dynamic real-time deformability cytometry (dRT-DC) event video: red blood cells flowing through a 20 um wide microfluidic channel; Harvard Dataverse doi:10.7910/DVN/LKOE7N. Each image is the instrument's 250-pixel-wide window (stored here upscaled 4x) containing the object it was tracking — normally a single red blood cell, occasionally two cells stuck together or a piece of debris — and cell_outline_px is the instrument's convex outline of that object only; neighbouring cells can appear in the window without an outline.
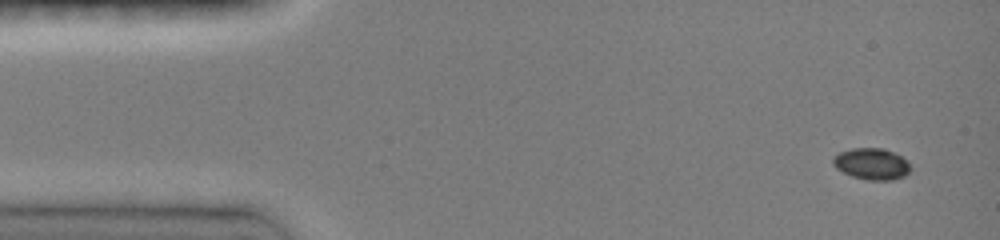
{"species": "common noctule bat (a hibernating species)", "species_latin": "Nyctalus noctula", "temperature_condition": "room temperature", "stored_images_in_passage": 3, "camera_frame_rate_fps": 3000, "um_per_image_px": 0.085, "animal": {"sex": "female", "body_mass_g": 19.0, "forearm_length_mm": 51.5}, "frame": {"image": 1, "passage_image": 1, "time_ms": 0.0, "image_size_px": [1000, 240], "cell_outline_px": [[912, 168], [904, 176], [892, 180], [868, 180], [852, 176], [836, 168], [832, 164], [832, 160], [840, 152], [852, 148], [884, 148], [908, 160]], "centroid_in_image_um": [74.11, 13.93], "position_along_channel_um": 10.9, "area_um2": 14.16}}